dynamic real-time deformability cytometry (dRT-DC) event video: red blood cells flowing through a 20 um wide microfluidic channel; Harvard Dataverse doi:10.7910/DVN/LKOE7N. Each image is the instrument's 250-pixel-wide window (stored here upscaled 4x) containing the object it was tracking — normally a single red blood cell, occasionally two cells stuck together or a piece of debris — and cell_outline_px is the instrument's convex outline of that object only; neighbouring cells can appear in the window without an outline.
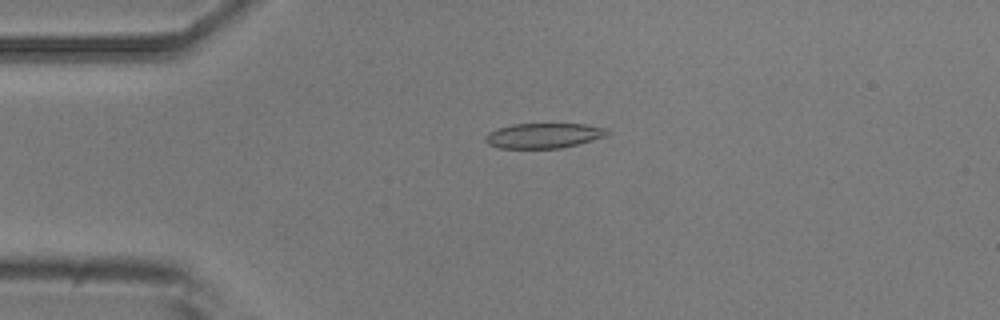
{"species": "common noctule bat (a hibernating species)", "species_latin": "Nyctalus noctula", "temperature_condition": "room temperature", "stored_images_in_passage": 54, "camera_frame_rate_fps": 3000, "um_per_image_px": 0.085, "animal": {"sex": "male", "body_mass_g": 20.5, "forearm_length_mm": 52.5}, "frame": {"image": 1, "passage_image": 12, "time_ms": 3.667, "image_size_px": [1000, 320], "cell_outline_px": [[612, 132], [608, 136], [560, 148], [500, 148], [488, 144], [484, 140], [484, 136], [488, 132], [512, 124], [584, 124], [608, 128]], "centroid_in_image_um": [46.24, 11.52], "position_along_channel_um": 38.8, "area_um2": 17.86}}
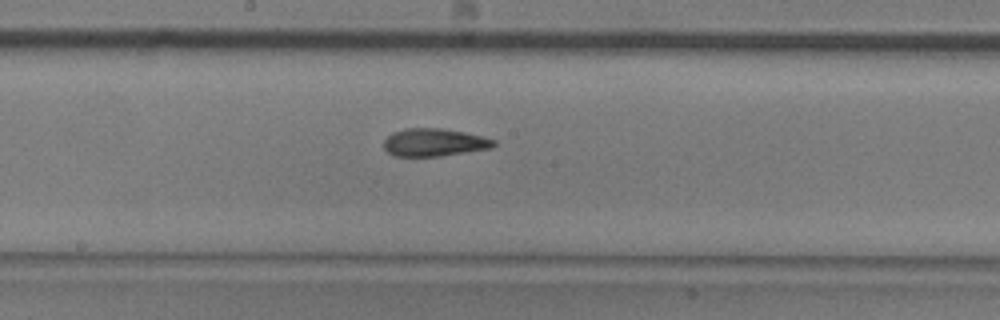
{"frame": {"image": 2, "passage_image": 28, "time_ms": 9.0, "image_size_px": [1000, 320], "cell_outline_px": [[496, 144], [492, 148], [440, 156], [392, 156], [384, 148], [384, 140], [392, 132], [404, 128], [444, 128], [484, 136], [496, 140]], "centroid_in_image_um": [36.91, 12.09], "position_along_channel_um": 211.3, "area_um2": 17.98}}
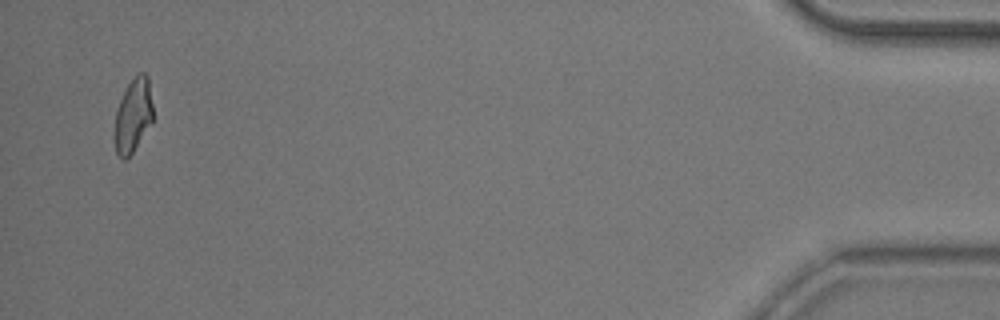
{"frame": {"image": 3, "passage_image": 52, "time_ms": 17.0, "image_size_px": [1000, 320], "cell_outline_px": [[152, 124], [132, 152], [124, 160], [116, 152], [116, 112], [120, 100], [128, 84], [136, 72], [144, 72], [148, 76], [152, 104]], "centroid_in_image_um": [11.35, 9.75], "position_along_channel_um": 423.9, "area_um2": 16.18}, "authors_computed_cell_mechanics": {"area_um2": 17.8891, "velocity_mm_per_s": 3.7251, "shape_relaxation_time_tau1_ms": null, "shape_relaxation_time_tau2_ms": 2.3813, "deformation_change_tau1": null, "deformation_change_tau2": 0.0996}}